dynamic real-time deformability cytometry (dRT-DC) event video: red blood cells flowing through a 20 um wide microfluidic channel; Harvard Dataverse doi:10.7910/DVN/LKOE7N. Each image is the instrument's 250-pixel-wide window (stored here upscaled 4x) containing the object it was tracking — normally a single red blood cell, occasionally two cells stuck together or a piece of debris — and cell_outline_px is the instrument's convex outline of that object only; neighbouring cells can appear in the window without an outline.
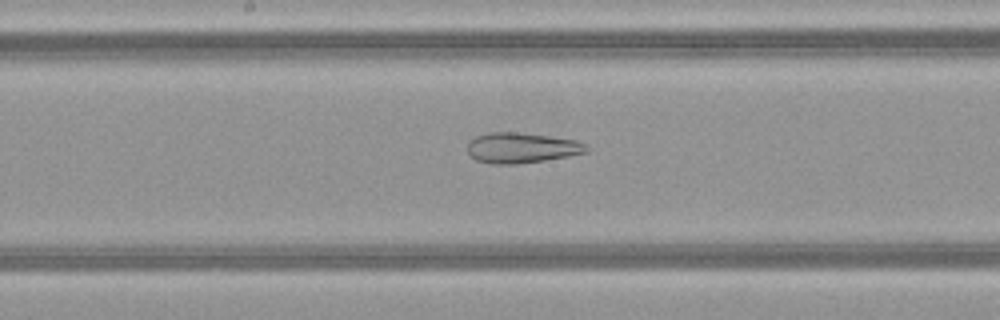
{"species": "common noctule bat (a hibernating species)", "species_latin": "Nyctalus noctula", "temperature_condition": "warm", "stored_images_in_passage": 46, "camera_frame_rate_fps": 3000, "um_per_image_px": 0.085, "animal": {"sex": "female", "body_mass_g": 21.9}, "frame": {"image": 1, "passage_image": 23, "time_ms": 7.333, "image_size_px": [1000, 320], "cell_outline_px": [[588, 152], [568, 156], [544, 160], [516, 164], [488, 164], [476, 160], [468, 152], [468, 140], [476, 136], [488, 132], [516, 132], [548, 136], [576, 140], [584, 144], [588, 148]], "centroid_in_image_um": [44.29, 12.57], "position_along_channel_um": 203.9, "area_um2": 21.04}}
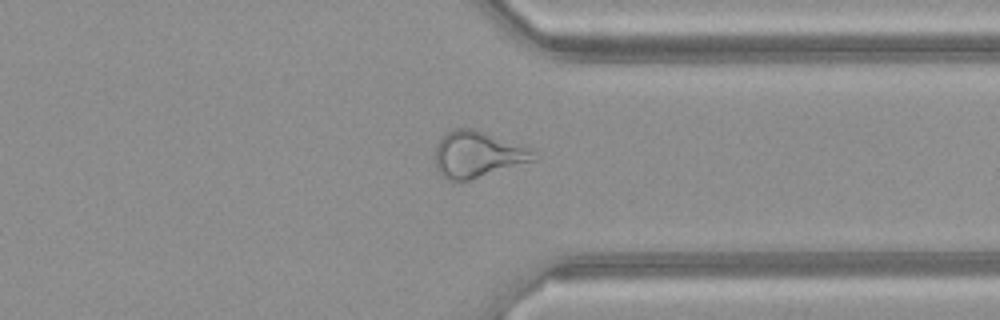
{"frame": {"image": 2, "passage_image": 35, "time_ms": 11.333, "image_size_px": [1000, 320], "cell_outline_px": [[540, 156], [536, 160], [468, 180], [448, 180], [440, 176], [436, 168], [436, 144], [452, 128], [472, 128], [528, 144], [536, 148]], "centroid_in_image_um": [40.71, 13.09], "position_along_channel_um": 370.7, "area_um2": 27.28}}
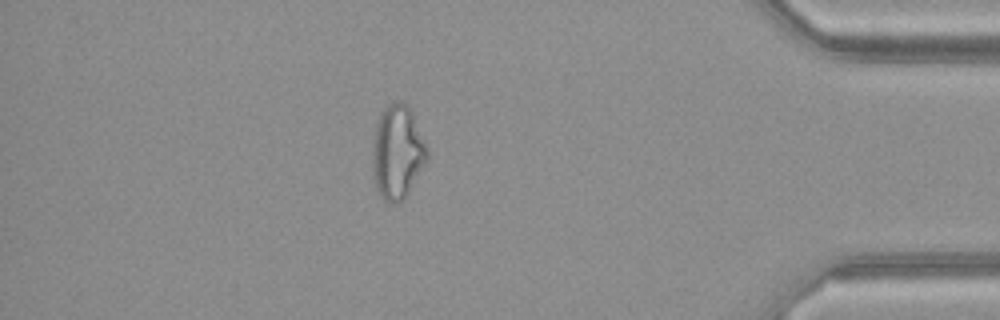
{"frame": {"image": 3, "passage_image": 40, "time_ms": 13.0, "image_size_px": [1000, 320], "cell_outline_px": [[428, 160], [404, 200], [396, 204], [388, 204], [380, 196], [376, 188], [372, 172], [372, 144], [376, 124], [380, 112], [392, 100], [404, 100], [408, 104], [428, 144]], "centroid_in_image_um": [33.79, 12.91], "position_along_channel_um": 401.4, "area_um2": 30.98}, "authors_computed_cell_mechanics": {"area_um2": 29.5358, "velocity_mm_per_s": 4.2208, "shape_relaxation_time_tau1_ms": null, "shape_relaxation_time_tau2_ms": 2.4596, "deformation_change_tau1": null, "deformation_change_tau2": 0.133}}